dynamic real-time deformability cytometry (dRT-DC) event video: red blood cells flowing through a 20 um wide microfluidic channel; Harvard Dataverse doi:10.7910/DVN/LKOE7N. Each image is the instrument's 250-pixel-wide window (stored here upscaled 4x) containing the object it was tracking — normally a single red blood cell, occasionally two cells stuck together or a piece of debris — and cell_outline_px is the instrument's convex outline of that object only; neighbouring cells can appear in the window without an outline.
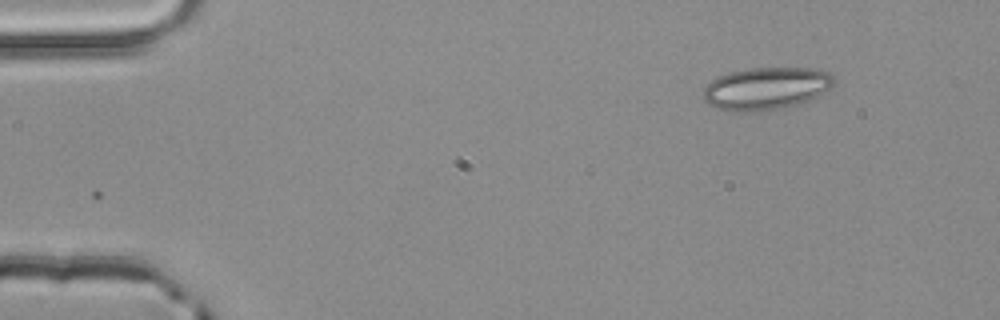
{"species": "common noctule bat (a hibernating species)", "species_latin": "Nyctalus noctula", "temperature_condition": "room temperature", "stored_images_in_passage": 2, "camera_frame_rate_fps": 3000, "um_per_image_px": 0.085, "animal": {"sex": "male", "body_mass_g": 20.4}, "frame": {"image": 1, "passage_image": 2, "time_ms": 0.333, "image_size_px": [1000, 320], "cell_outline_px": [[836, 80], [828, 88], [816, 96], [808, 100], [796, 104], [776, 108], [748, 112], [732, 112], [708, 104], [704, 100], [704, 88], [712, 80], [728, 72], [748, 68], [812, 68], [832, 72], [836, 76]], "centroid_in_image_um": [65.12, 7.49], "position_along_channel_um": 19.9, "area_um2": 32.08}}